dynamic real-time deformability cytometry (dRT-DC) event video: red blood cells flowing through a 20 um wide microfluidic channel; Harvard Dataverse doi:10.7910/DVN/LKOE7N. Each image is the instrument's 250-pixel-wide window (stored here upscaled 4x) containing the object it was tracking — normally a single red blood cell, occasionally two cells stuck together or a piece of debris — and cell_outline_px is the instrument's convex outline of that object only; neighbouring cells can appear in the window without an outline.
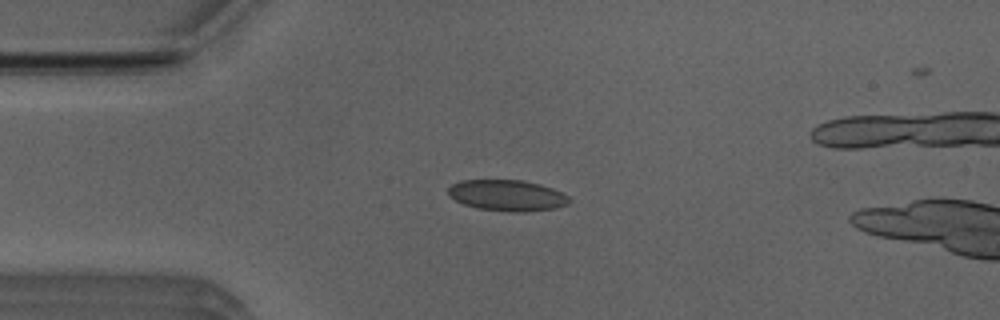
{"species": "Egyptian fruit bat (a non-hibernating species)", "species_latin": "Rousettus aegyptiacus", "temperature_condition": "room temperature", "stored_images_in_passage": 46, "camera_frame_rate_fps": 3000, "um_per_image_px": 0.085, "animal": {"sex": "male"}, "frame": {"image": 1, "passage_image": 11, "time_ms": 3.333, "image_size_px": [1000, 320], "cell_outline_px": [[572, 200], [568, 204], [556, 208], [524, 212], [512, 212], [476, 208], [464, 204], [448, 196], [448, 188], [452, 184], [460, 180], [524, 180], [540, 184], [552, 188], [568, 196]], "centroid_in_image_um": [43.11, 16.61], "position_along_channel_um": 41.9, "area_um2": 22.02}}
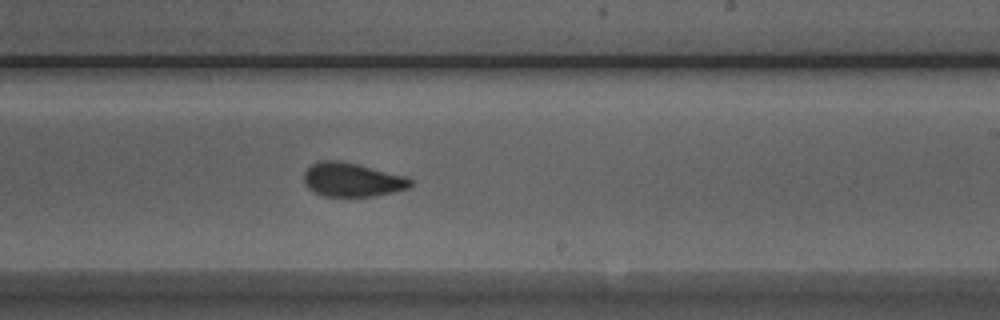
{"frame": {"image": 2, "passage_image": 29, "time_ms": 9.333, "image_size_px": [1000, 320], "cell_outline_px": [[412, 184], [408, 188], [376, 196], [324, 196], [308, 188], [304, 184], [304, 172], [312, 164], [320, 160], [340, 160], [404, 176], [412, 180]], "centroid_in_image_um": [29.9, 15.28], "position_along_channel_um": 259.1, "area_um2": 20.81}}
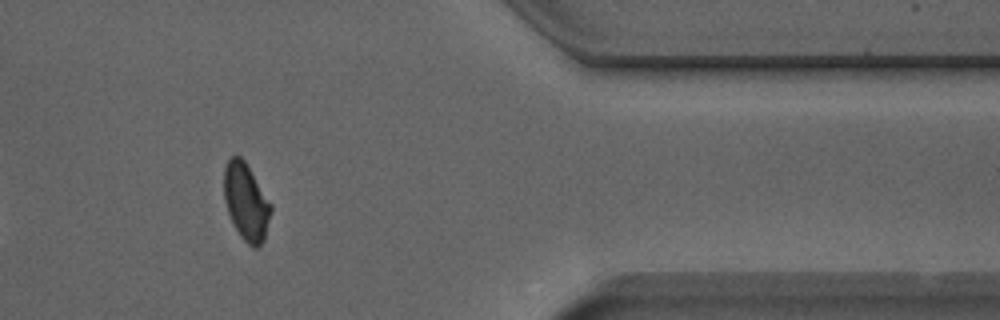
{"frame": {"image": 3, "passage_image": 41, "time_ms": 13.333, "image_size_px": [1000, 320], "cell_outline_px": [[272, 208], [264, 240], [256, 248], [252, 248], [240, 236], [228, 212], [224, 200], [224, 168], [228, 160], [232, 156], [240, 156], [244, 160], [272, 204]], "centroid_in_image_um": [20.92, 17.16], "position_along_channel_um": 390.5, "area_um2": 20.87}, "authors_computed_cell_mechanics": {"area_um2": 21.4149, "velocity_mm_per_s": 3.9563, "shape_relaxation_time_tau1_ms": null, "shape_relaxation_time_tau2_ms": 1.0288, "deformation_change_tau1": null, "deformation_change_tau2": 0.0638}}